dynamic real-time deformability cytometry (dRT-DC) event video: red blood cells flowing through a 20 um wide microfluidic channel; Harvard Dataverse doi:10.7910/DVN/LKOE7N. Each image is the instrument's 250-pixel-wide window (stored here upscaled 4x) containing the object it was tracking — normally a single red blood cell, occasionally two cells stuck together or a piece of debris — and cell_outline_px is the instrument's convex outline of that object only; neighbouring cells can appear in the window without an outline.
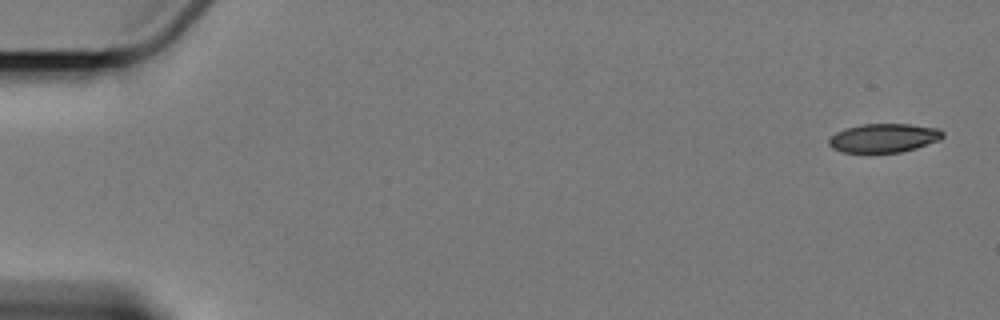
{"species": "Egyptian fruit bat (a non-hibernating species)", "species_latin": "Rousettus aegyptiacus", "temperature_condition": "cold", "stored_images_in_passage": 5, "camera_frame_rate_fps": 3000, "um_per_image_px": 0.085, "animal": {"sex": "female"}, "frame": {"image": 1, "passage_image": 1, "time_ms": 0.0, "image_size_px": [1000, 320], "cell_outline_px": [[944, 136], [940, 140], [916, 148], [900, 152], [840, 152], [832, 148], [828, 144], [828, 140], [836, 132], [844, 128], [864, 124], [908, 124], [940, 128], [944, 132]], "centroid_in_image_um": [75.14, 11.72], "position_along_channel_um": 9.9, "area_um2": 19.19}}
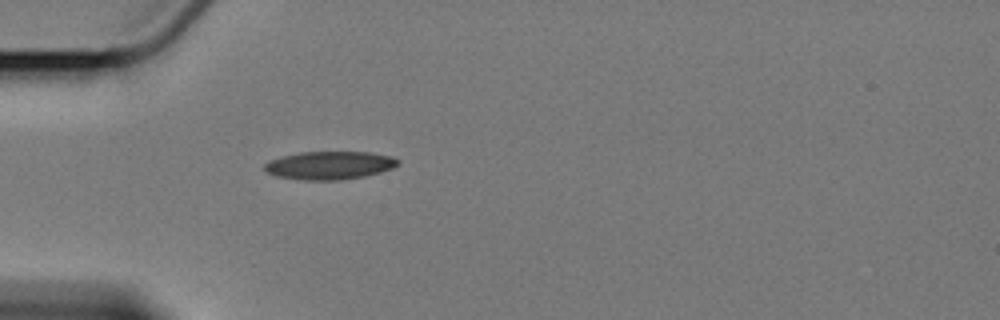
{"frame": {"image": 2, "passage_image": 5, "time_ms": 5.333, "image_size_px": [1000, 320], "cell_outline_px": [[400, 164], [392, 168], [380, 172], [364, 176], [336, 180], [304, 180], [276, 176], [268, 172], [264, 168], [264, 164], [272, 160], [284, 156], [300, 152], [368, 152], [392, 156], [400, 160]], "centroid_in_image_um": [28.05, 14.05], "position_along_channel_um": 56.9, "area_um2": 21.68}}